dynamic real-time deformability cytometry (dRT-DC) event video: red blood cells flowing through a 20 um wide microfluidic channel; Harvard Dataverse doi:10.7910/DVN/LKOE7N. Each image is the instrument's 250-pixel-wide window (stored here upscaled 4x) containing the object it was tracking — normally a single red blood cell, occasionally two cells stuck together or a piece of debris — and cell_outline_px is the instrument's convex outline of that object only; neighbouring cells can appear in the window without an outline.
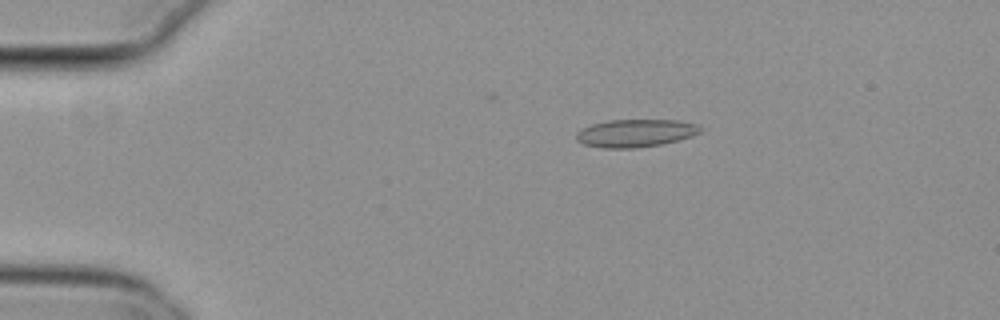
{"species": "common noctule bat (a hibernating species)", "species_latin": "Nyctalus noctula", "temperature_condition": "cold", "stored_images_in_passage": 54, "camera_frame_rate_fps": 3000, "um_per_image_px": 0.085, "animal": {"sex": "female", "body_mass_g": 29.2, "forearm_length_mm": 56.3}, "frame": {"image": 1, "passage_image": 10, "time_ms": 3.0, "image_size_px": [1000, 320], "cell_outline_px": [[704, 132], [680, 140], [660, 144], [636, 148], [604, 148], [584, 144], [576, 140], [576, 132], [592, 124], [608, 120], [676, 120], [700, 124]], "centroid_in_image_um": [54.08, 11.31], "position_along_channel_um": 30.9, "area_um2": 20.23}}
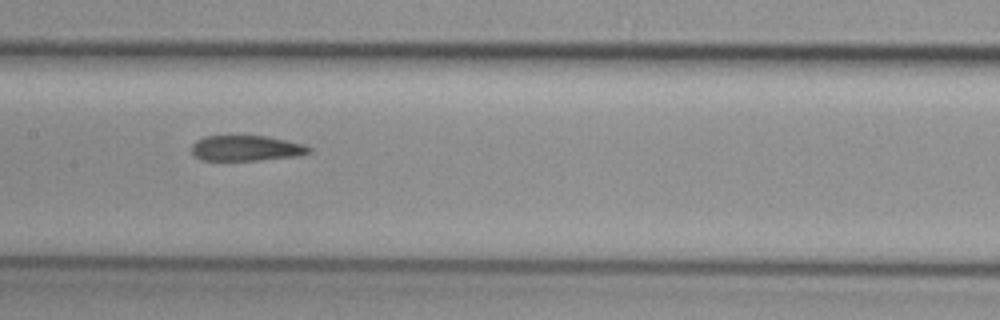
{"frame": {"image": 2, "passage_image": 27, "time_ms": 8.667, "image_size_px": [1000, 320], "cell_outline_px": [[312, 152], [300, 156], [260, 160], [200, 160], [192, 152], [192, 144], [196, 140], [204, 136], [268, 136], [288, 140], [304, 144], [312, 148]], "centroid_in_image_um": [20.98, 12.59], "position_along_channel_um": 186.4, "area_um2": 17.63}}
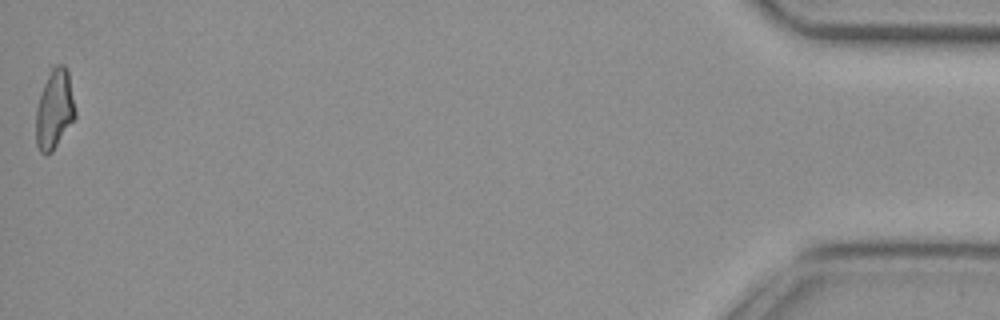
{"frame": {"image": 3, "passage_image": 54, "time_ms": 17.667, "image_size_px": [1000, 320], "cell_outline_px": [[76, 116], [52, 152], [44, 156], [40, 152], [36, 144], [36, 108], [44, 84], [52, 68], [56, 64], [64, 64], [68, 72], [76, 112]], "centroid_in_image_um": [4.62, 9.33], "position_along_channel_um": 430.6, "area_um2": 18.03}, "authors_computed_cell_mechanics": {"area_um2": 19.074, "velocity_mm_per_s": 3.8001, "shape_relaxation_time_tau1_ms": null, "shape_relaxation_time_tau2_ms": 3.6959, "deformation_change_tau1": null, "deformation_change_tau2": 0.0977}}